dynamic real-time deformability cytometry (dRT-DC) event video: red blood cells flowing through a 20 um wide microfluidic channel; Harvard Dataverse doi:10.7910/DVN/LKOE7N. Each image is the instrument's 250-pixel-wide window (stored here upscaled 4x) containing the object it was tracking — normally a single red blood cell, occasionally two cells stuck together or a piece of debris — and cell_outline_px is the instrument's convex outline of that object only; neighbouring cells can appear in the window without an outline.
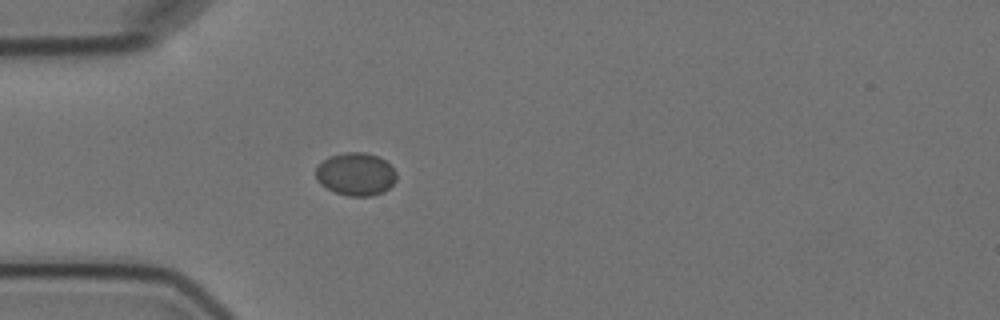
{"species": "Egyptian fruit bat (a non-hibernating species)", "species_latin": "Rousettus aegyptiacus", "temperature_condition": "cold", "stored_images_in_passage": 4, "camera_frame_rate_fps": 3000, "um_per_image_px": 0.085, "animal": {"sex": "female"}, "frame": {"image": 1, "passage_image": 4, "time_ms": 3.333, "image_size_px": [1000, 320], "cell_outline_px": [[396, 180], [384, 192], [372, 196], [348, 196], [336, 192], [320, 184], [316, 180], [316, 168], [328, 156], [344, 152], [364, 152], [376, 156], [384, 160], [396, 172]], "centroid_in_image_um": [30.23, 14.8], "position_along_channel_um": 54.8, "area_um2": 20.06}}